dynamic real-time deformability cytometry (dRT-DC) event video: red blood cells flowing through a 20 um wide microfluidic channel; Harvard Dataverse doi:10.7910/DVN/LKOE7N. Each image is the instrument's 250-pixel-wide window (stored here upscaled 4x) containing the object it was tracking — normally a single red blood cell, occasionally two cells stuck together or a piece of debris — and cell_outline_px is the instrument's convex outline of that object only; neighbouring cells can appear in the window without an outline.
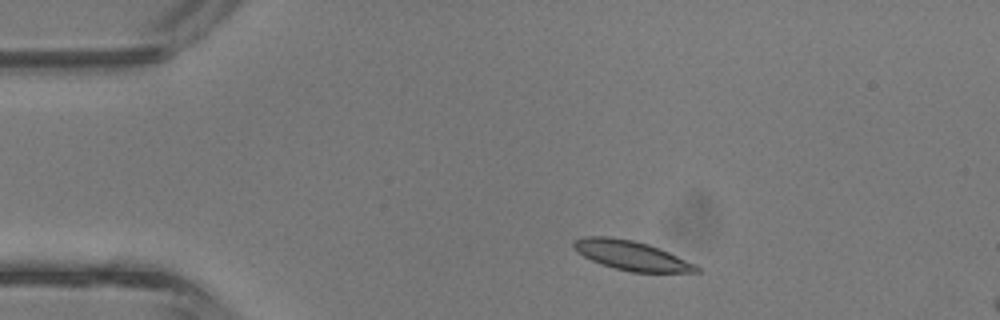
{"species": "common noctule bat (a hibernating species)", "species_latin": "Nyctalus noctula", "temperature_condition": "room temperature", "stored_images_in_passage": 4, "camera_frame_rate_fps": 3000, "um_per_image_px": 0.085, "animal": {"sex": "male", "body_mass_g": 13.3}, "frame": {"image": 1, "passage_image": 2, "time_ms": 0.333, "image_size_px": [1000, 320], "cell_outline_px": [[700, 272], [632, 272], [616, 268], [592, 260], [576, 252], [572, 248], [572, 240], [584, 236], [608, 236], [632, 240], [648, 244], [668, 252], [696, 264], [700, 268]], "centroid_in_image_um": [53.63, 21.7], "position_along_channel_um": 31.4, "area_um2": 20.92}}